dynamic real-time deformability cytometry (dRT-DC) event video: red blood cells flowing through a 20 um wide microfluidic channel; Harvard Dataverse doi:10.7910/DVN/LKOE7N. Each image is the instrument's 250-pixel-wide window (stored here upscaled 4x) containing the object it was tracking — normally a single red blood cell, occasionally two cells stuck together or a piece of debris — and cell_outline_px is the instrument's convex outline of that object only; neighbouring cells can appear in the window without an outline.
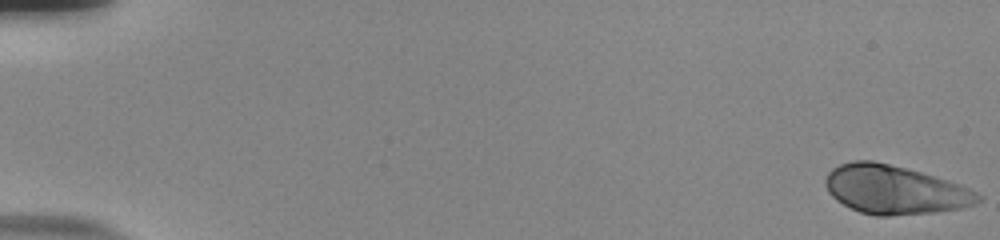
{"species": "human", "species_latin": "Homo sapiens", "temperature_condition": "room temperature", "stored_images_in_passage": 56, "camera_frame_rate_fps": 3000, "um_per_image_px": 0.085, "donor": {"sex": "male"}, "frame": {"image": 1, "passage_image": 1, "time_ms": 0.0, "image_size_px": [1000, 240], "cell_outline_px": [[984, 200], [976, 204], [960, 208], [932, 212], [888, 216], [876, 216], [860, 212], [836, 200], [828, 192], [824, 184], [824, 180], [828, 172], [832, 168], [840, 164], [852, 160], [872, 160], [920, 172], [960, 184], [984, 196]], "centroid_in_image_um": [76.04, 16.13], "position_along_channel_um": 9.0, "area_um2": 43.23}}
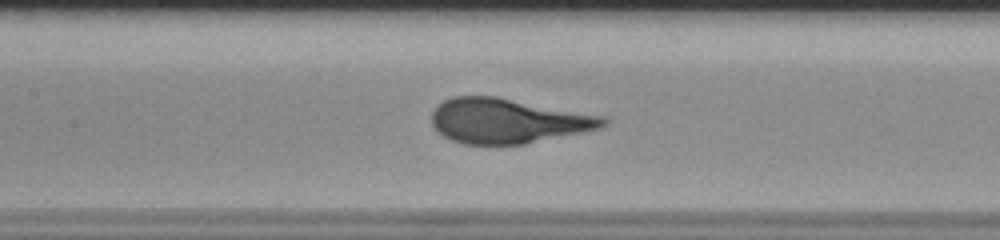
{"frame": {"image": 2, "passage_image": 28, "time_ms": 9.0, "image_size_px": [1000, 240], "cell_outline_px": [[608, 124], [604, 128], [524, 144], [464, 144], [452, 140], [436, 132], [432, 124], [432, 112], [444, 100], [452, 96], [496, 96], [604, 116], [608, 120]], "centroid_in_image_um": [43.19, 10.27], "position_along_channel_um": 164.2, "area_um2": 44.91}}
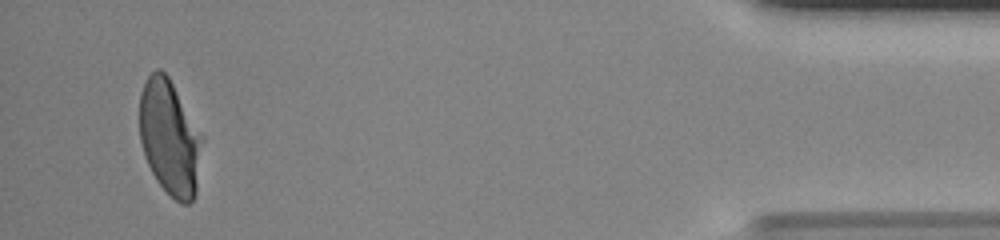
{"frame": {"image": 3, "passage_image": 54, "time_ms": 17.667, "image_size_px": [1000, 240], "cell_outline_px": [[204, 140], [196, 192], [192, 200], [188, 204], [180, 204], [156, 180], [144, 156], [140, 140], [140, 96], [144, 84], [148, 76], [156, 68], [160, 68], [168, 76], [204, 136]], "centroid_in_image_um": [14.45, 11.7], "position_along_channel_um": 420.7, "area_um2": 42.25}}